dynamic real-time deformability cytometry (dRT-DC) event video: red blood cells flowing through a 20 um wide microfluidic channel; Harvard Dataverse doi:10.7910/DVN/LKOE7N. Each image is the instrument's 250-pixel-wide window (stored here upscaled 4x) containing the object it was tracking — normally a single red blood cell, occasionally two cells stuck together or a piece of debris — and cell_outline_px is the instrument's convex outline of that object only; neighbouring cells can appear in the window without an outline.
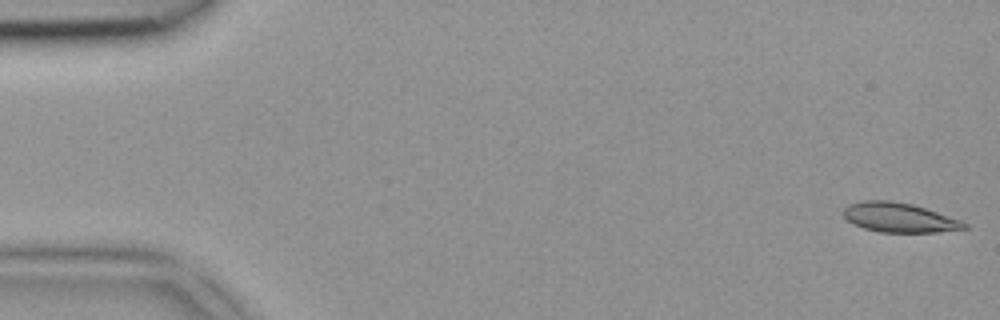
{"species": "common noctule bat (a hibernating species)", "species_latin": "Nyctalus noctula", "temperature_condition": "room temperature", "stored_images_in_passage": 5, "segment_of_instrument_passage": [1, 2], "camera_frame_rate_fps": 3000, "um_per_image_px": 0.085, "animal": {"sex": "female", "body_mass_g": 18.4}, "frame": {"image": 1, "passage_image": 1, "time_ms": 0.0, "image_size_px": [1000, 320], "cell_outline_px": [[968, 228], [936, 232], [880, 232], [864, 228], [852, 224], [844, 216], [844, 208], [848, 204], [864, 200], [892, 200], [912, 204], [960, 220], [968, 224]], "centroid_in_image_um": [76.4, 18.49], "position_along_channel_um": 8.6, "area_um2": 20.63}}
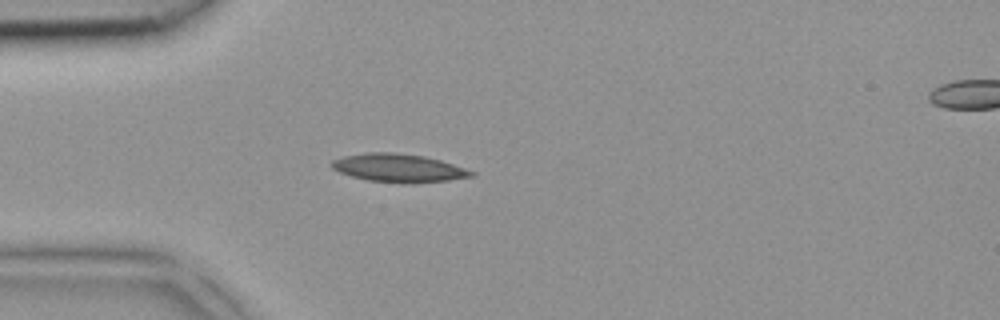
{"frame": {"image": 2, "passage_image": 4, "time_ms": 1.0, "image_size_px": [1000, 320], "cell_outline_px": [[476, 176], [448, 180], [412, 184], [400, 184], [368, 180], [352, 176], [340, 172], [332, 168], [332, 160], [344, 156], [364, 152], [396, 152], [424, 156], [440, 160], [476, 172]], "centroid_in_image_um": [33.9, 14.28], "position_along_channel_um": 51.1, "area_um2": 23.18}}